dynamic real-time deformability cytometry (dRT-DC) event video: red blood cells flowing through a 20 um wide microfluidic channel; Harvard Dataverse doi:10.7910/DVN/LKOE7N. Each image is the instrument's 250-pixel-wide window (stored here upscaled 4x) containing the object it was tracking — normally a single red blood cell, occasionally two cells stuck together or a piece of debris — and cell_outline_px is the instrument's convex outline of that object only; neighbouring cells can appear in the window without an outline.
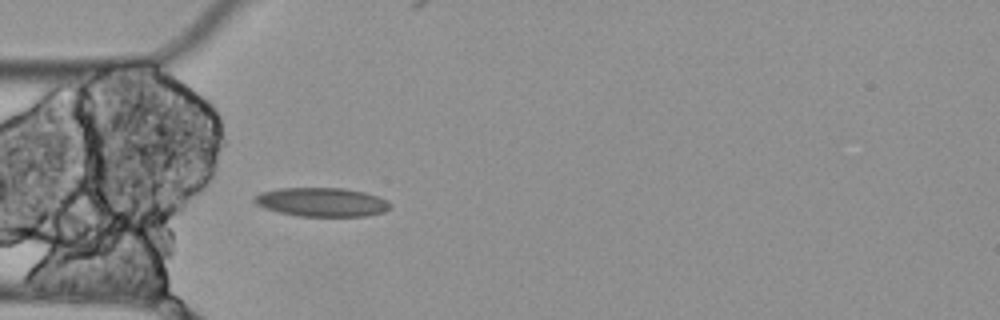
{"species": "Egyptian fruit bat (a non-hibernating species)", "species_latin": "Rousettus aegyptiacus", "temperature_condition": "cold", "stored_images_in_passage": 4, "camera_frame_rate_fps": 3000, "um_per_image_px": 0.085, "animal": {"sex": "female"}, "frame": {"image": 1, "passage_image": 4, "time_ms": 1.0, "image_size_px": [1000, 320], "cell_outline_px": [[392, 204], [384, 212], [364, 216], [300, 216], [280, 212], [264, 208], [256, 204], [252, 200], [252, 196], [260, 192], [280, 188], [344, 188], [364, 192], [388, 200]], "centroid_in_image_um": [27.32, 17.17], "position_along_channel_um": 57.7, "area_um2": 22.89}}